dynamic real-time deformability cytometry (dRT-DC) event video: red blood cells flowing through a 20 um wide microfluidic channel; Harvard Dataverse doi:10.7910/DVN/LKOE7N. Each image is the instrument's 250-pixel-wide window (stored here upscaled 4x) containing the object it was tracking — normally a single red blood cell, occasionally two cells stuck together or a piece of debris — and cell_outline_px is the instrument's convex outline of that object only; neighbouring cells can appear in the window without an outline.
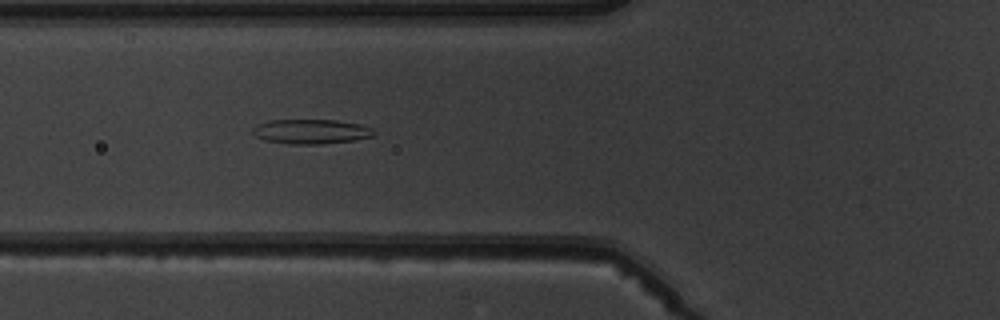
{"species": "common noctule bat (a hibernating species)", "species_latin": "Nyctalus noctula", "temperature_condition": "warm", "stored_images_in_passage": 6, "camera_frame_rate_fps": 3000, "um_per_image_px": 0.085, "animal": {"sex": "male", "body_mass_g": 19.5, "forearm_length_mm": 54.6}, "frame": {"image": 1, "passage_image": 6, "time_ms": 6.333, "image_size_px": [1000, 320], "cell_outline_px": [[376, 132], [372, 136], [352, 140], [320, 144], [288, 144], [264, 140], [256, 136], [252, 132], [252, 128], [256, 124], [268, 120], [336, 120], [360, 124], [372, 128]], "centroid_in_image_um": [26.4, 11.17], "position_along_channel_um": 99.4, "area_um2": 17.4}}